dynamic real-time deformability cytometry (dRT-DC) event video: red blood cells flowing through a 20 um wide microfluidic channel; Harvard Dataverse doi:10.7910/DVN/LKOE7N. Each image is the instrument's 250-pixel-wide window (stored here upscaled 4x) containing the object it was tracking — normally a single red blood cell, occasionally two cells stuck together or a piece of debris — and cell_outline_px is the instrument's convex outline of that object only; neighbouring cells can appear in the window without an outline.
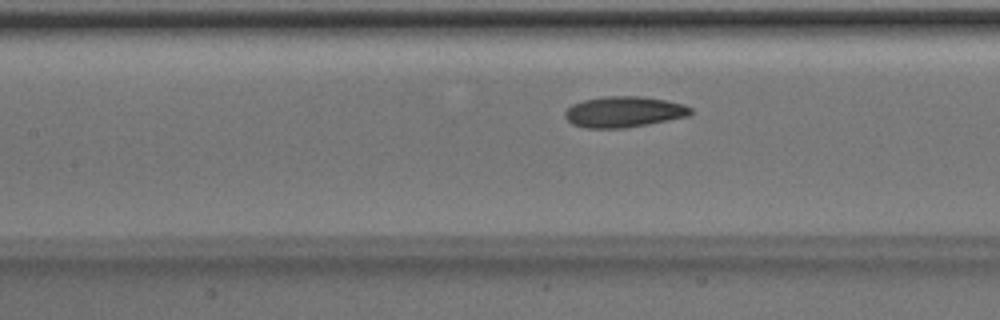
{"species": "Egyptian fruit bat (a non-hibernating species)", "species_latin": "Rousettus aegyptiacus", "temperature_condition": "room temperature", "stored_images_in_passage": 45, "camera_frame_rate_fps": 3000, "um_per_image_px": 0.085, "animal": {"sex": "male"}, "frame": {"image": 1, "passage_image": 17, "time_ms": 5.333, "image_size_px": [1000, 320], "cell_outline_px": [[692, 112], [688, 116], [668, 120], [624, 128], [584, 128], [572, 124], [564, 116], [564, 112], [572, 104], [584, 100], [604, 96], [644, 96], [668, 100], [684, 104], [692, 108]], "centroid_in_image_um": [53.03, 9.5], "position_along_channel_um": 154.4, "area_um2": 22.72}}
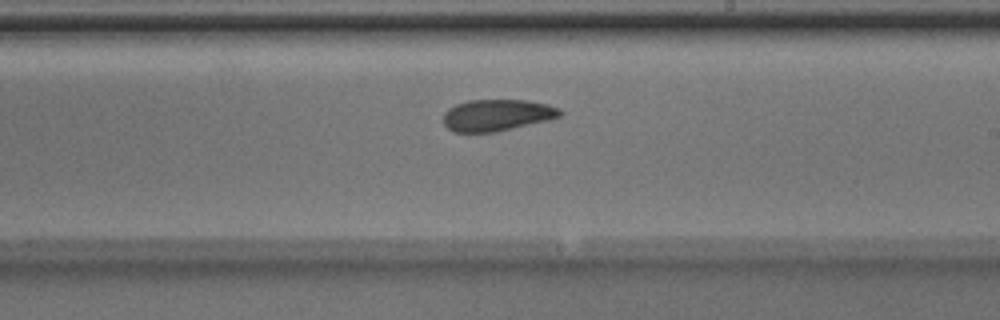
{"frame": {"image": 2, "passage_image": 24, "time_ms": 7.667, "image_size_px": [1000, 320], "cell_outline_px": [[564, 112], [560, 116], [548, 120], [496, 132], [452, 132], [444, 124], [444, 112], [448, 108], [456, 104], [468, 100], [528, 100], [548, 104], [560, 108]], "centroid_in_image_um": [42.25, 9.78], "position_along_channel_um": 246.7, "area_um2": 21.62}}
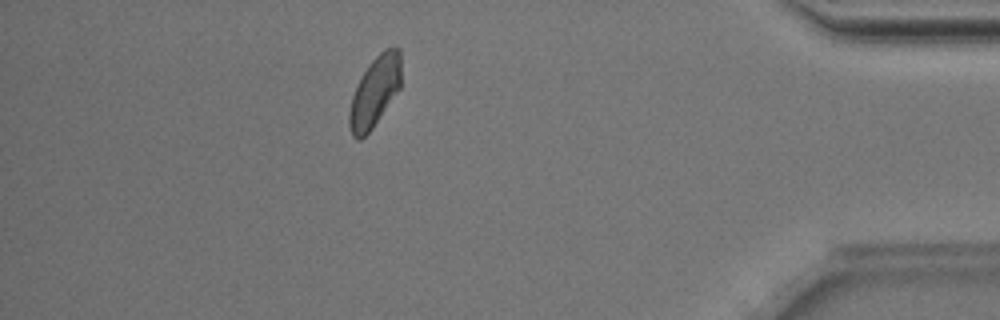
{"frame": {"image": 3, "passage_image": 39, "time_ms": 12.667, "image_size_px": [1000, 320], "cell_outline_px": [[400, 88], [372, 128], [360, 140], [356, 140], [352, 136], [348, 124], [348, 116], [352, 96], [364, 72], [372, 60], [384, 48], [400, 48]], "centroid_in_image_um": [31.84, 7.81], "position_along_channel_um": 403.4, "area_um2": 20.87}, "authors_computed_cell_mechanics": {"area_um2": 21.964, "velocity_mm_per_s": 3.9817, "shape_relaxation_time_tau1_ms": 2.7567, "shape_relaxation_time_tau2_ms": 1.6713, "deformation_change_tau1": 0.0947, "deformation_change_tau2": 0.0577}}